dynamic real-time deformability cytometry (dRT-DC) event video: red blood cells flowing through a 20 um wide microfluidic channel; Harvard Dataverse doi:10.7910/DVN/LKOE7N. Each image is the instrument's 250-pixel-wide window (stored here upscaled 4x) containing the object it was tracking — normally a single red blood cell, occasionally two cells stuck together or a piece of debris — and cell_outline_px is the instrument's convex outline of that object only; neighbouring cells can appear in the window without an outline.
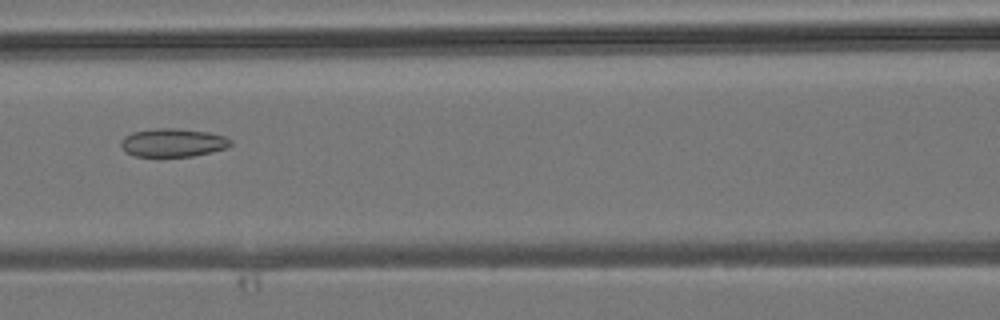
{"species": "common noctule bat (a hibernating species)", "species_latin": "Nyctalus noctula", "temperature_condition": "room temperature", "stored_images_in_passage": 6, "camera_frame_rate_fps": 3000, "um_per_image_px": 0.085, "animal": {"sex": "male", "body_mass_g": 19.2, "forearm_length_mm": 51.8}, "frame": {"image": 1, "passage_image": 6, "time_ms": 6.0, "image_size_px": [1000, 320], "cell_outline_px": [[232, 144], [228, 148], [212, 152], [192, 156], [132, 156], [124, 152], [120, 144], [120, 140], [124, 136], [132, 132], [156, 128], [176, 128], [208, 132], [224, 136], [232, 140]], "centroid_in_image_um": [14.68, 12.12], "position_along_channel_um": 151.9, "area_um2": 18.32}}